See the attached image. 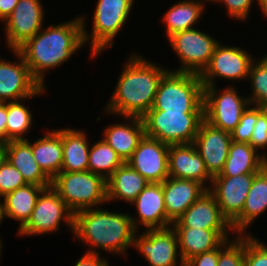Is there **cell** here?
Returning <instances> with one entry per match:
<instances>
[{"label": "cell", "mask_w": 267, "mask_h": 266, "mask_svg": "<svg viewBox=\"0 0 267 266\" xmlns=\"http://www.w3.org/2000/svg\"><path fill=\"white\" fill-rule=\"evenodd\" d=\"M257 173L239 176H214L210 191L214 194L223 217L230 225L242 214L247 194Z\"/></svg>", "instance_id": "16"}, {"label": "cell", "mask_w": 267, "mask_h": 266, "mask_svg": "<svg viewBox=\"0 0 267 266\" xmlns=\"http://www.w3.org/2000/svg\"><path fill=\"white\" fill-rule=\"evenodd\" d=\"M83 129L62 128L61 172L88 171L90 145Z\"/></svg>", "instance_id": "28"}, {"label": "cell", "mask_w": 267, "mask_h": 266, "mask_svg": "<svg viewBox=\"0 0 267 266\" xmlns=\"http://www.w3.org/2000/svg\"><path fill=\"white\" fill-rule=\"evenodd\" d=\"M7 161L21 174L27 184L49 187L52 180L35 161L30 140H11L6 143Z\"/></svg>", "instance_id": "24"}, {"label": "cell", "mask_w": 267, "mask_h": 266, "mask_svg": "<svg viewBox=\"0 0 267 266\" xmlns=\"http://www.w3.org/2000/svg\"><path fill=\"white\" fill-rule=\"evenodd\" d=\"M145 135L168 145L194 143L204 112L149 110L142 117Z\"/></svg>", "instance_id": "7"}, {"label": "cell", "mask_w": 267, "mask_h": 266, "mask_svg": "<svg viewBox=\"0 0 267 266\" xmlns=\"http://www.w3.org/2000/svg\"><path fill=\"white\" fill-rule=\"evenodd\" d=\"M196 28L175 33L168 38L169 45L181 64L172 71L201 75L210 63L220 41Z\"/></svg>", "instance_id": "9"}, {"label": "cell", "mask_w": 267, "mask_h": 266, "mask_svg": "<svg viewBox=\"0 0 267 266\" xmlns=\"http://www.w3.org/2000/svg\"><path fill=\"white\" fill-rule=\"evenodd\" d=\"M148 184L140 173L125 162L106 180L107 201L114 203L120 200L131 204Z\"/></svg>", "instance_id": "25"}, {"label": "cell", "mask_w": 267, "mask_h": 266, "mask_svg": "<svg viewBox=\"0 0 267 266\" xmlns=\"http://www.w3.org/2000/svg\"><path fill=\"white\" fill-rule=\"evenodd\" d=\"M248 79L251 81V93L248 99L252 106H267V54L255 58L252 62Z\"/></svg>", "instance_id": "34"}, {"label": "cell", "mask_w": 267, "mask_h": 266, "mask_svg": "<svg viewBox=\"0 0 267 266\" xmlns=\"http://www.w3.org/2000/svg\"><path fill=\"white\" fill-rule=\"evenodd\" d=\"M31 98L33 97L7 102L6 143L11 140H26L24 136L31 132L34 114L24 104Z\"/></svg>", "instance_id": "32"}, {"label": "cell", "mask_w": 267, "mask_h": 266, "mask_svg": "<svg viewBox=\"0 0 267 266\" xmlns=\"http://www.w3.org/2000/svg\"><path fill=\"white\" fill-rule=\"evenodd\" d=\"M135 0H98L92 16V30L86 28V16L80 15L83 23V41L90 46L91 59L98 57L107 48H112L114 39L126 27Z\"/></svg>", "instance_id": "4"}, {"label": "cell", "mask_w": 267, "mask_h": 266, "mask_svg": "<svg viewBox=\"0 0 267 266\" xmlns=\"http://www.w3.org/2000/svg\"><path fill=\"white\" fill-rule=\"evenodd\" d=\"M168 173L169 177L197 181L207 189L212 184L213 177L207 172L194 143L169 145Z\"/></svg>", "instance_id": "20"}, {"label": "cell", "mask_w": 267, "mask_h": 266, "mask_svg": "<svg viewBox=\"0 0 267 266\" xmlns=\"http://www.w3.org/2000/svg\"><path fill=\"white\" fill-rule=\"evenodd\" d=\"M132 204L138 217L132 215L130 218L137 232L142 227L148 230L163 229L172 225L166 215L162 183H149Z\"/></svg>", "instance_id": "19"}, {"label": "cell", "mask_w": 267, "mask_h": 266, "mask_svg": "<svg viewBox=\"0 0 267 266\" xmlns=\"http://www.w3.org/2000/svg\"><path fill=\"white\" fill-rule=\"evenodd\" d=\"M7 161L6 143H0V167Z\"/></svg>", "instance_id": "45"}, {"label": "cell", "mask_w": 267, "mask_h": 266, "mask_svg": "<svg viewBox=\"0 0 267 266\" xmlns=\"http://www.w3.org/2000/svg\"><path fill=\"white\" fill-rule=\"evenodd\" d=\"M255 1V2H254ZM254 3H258V0H212V3H221L224 7L229 18L233 20L244 21L248 20L251 7Z\"/></svg>", "instance_id": "40"}, {"label": "cell", "mask_w": 267, "mask_h": 266, "mask_svg": "<svg viewBox=\"0 0 267 266\" xmlns=\"http://www.w3.org/2000/svg\"><path fill=\"white\" fill-rule=\"evenodd\" d=\"M266 158L249 143L232 141L223 170L216 176H239L258 173L265 167Z\"/></svg>", "instance_id": "30"}, {"label": "cell", "mask_w": 267, "mask_h": 266, "mask_svg": "<svg viewBox=\"0 0 267 266\" xmlns=\"http://www.w3.org/2000/svg\"><path fill=\"white\" fill-rule=\"evenodd\" d=\"M122 68L102 110L106 115L142 118L152 108L159 82L169 69L135 52L127 57Z\"/></svg>", "instance_id": "1"}, {"label": "cell", "mask_w": 267, "mask_h": 266, "mask_svg": "<svg viewBox=\"0 0 267 266\" xmlns=\"http://www.w3.org/2000/svg\"><path fill=\"white\" fill-rule=\"evenodd\" d=\"M171 226L215 230L224 240L231 239V234H234L230 223L221 214L214 194L209 189Z\"/></svg>", "instance_id": "15"}, {"label": "cell", "mask_w": 267, "mask_h": 266, "mask_svg": "<svg viewBox=\"0 0 267 266\" xmlns=\"http://www.w3.org/2000/svg\"><path fill=\"white\" fill-rule=\"evenodd\" d=\"M257 5L259 9L261 10L264 18H267V0H258Z\"/></svg>", "instance_id": "46"}, {"label": "cell", "mask_w": 267, "mask_h": 266, "mask_svg": "<svg viewBox=\"0 0 267 266\" xmlns=\"http://www.w3.org/2000/svg\"><path fill=\"white\" fill-rule=\"evenodd\" d=\"M162 190L167 218L174 223L208 189L194 180L168 177Z\"/></svg>", "instance_id": "21"}, {"label": "cell", "mask_w": 267, "mask_h": 266, "mask_svg": "<svg viewBox=\"0 0 267 266\" xmlns=\"http://www.w3.org/2000/svg\"><path fill=\"white\" fill-rule=\"evenodd\" d=\"M249 144L267 159V114L263 111V107L258 106V118L254 125L253 133Z\"/></svg>", "instance_id": "39"}, {"label": "cell", "mask_w": 267, "mask_h": 266, "mask_svg": "<svg viewBox=\"0 0 267 266\" xmlns=\"http://www.w3.org/2000/svg\"><path fill=\"white\" fill-rule=\"evenodd\" d=\"M263 111L267 114V106H263Z\"/></svg>", "instance_id": "49"}, {"label": "cell", "mask_w": 267, "mask_h": 266, "mask_svg": "<svg viewBox=\"0 0 267 266\" xmlns=\"http://www.w3.org/2000/svg\"><path fill=\"white\" fill-rule=\"evenodd\" d=\"M199 1H203V2H205V3H206V2H207V3H208V2H210V3L212 2V0H199Z\"/></svg>", "instance_id": "50"}, {"label": "cell", "mask_w": 267, "mask_h": 266, "mask_svg": "<svg viewBox=\"0 0 267 266\" xmlns=\"http://www.w3.org/2000/svg\"><path fill=\"white\" fill-rule=\"evenodd\" d=\"M62 222L73 235L74 213L64 203L58 192L49 186L41 191L30 219L20 230H17V234L21 237H32L56 233L61 229Z\"/></svg>", "instance_id": "8"}, {"label": "cell", "mask_w": 267, "mask_h": 266, "mask_svg": "<svg viewBox=\"0 0 267 266\" xmlns=\"http://www.w3.org/2000/svg\"><path fill=\"white\" fill-rule=\"evenodd\" d=\"M26 184L22 174L8 161L0 167V198Z\"/></svg>", "instance_id": "38"}, {"label": "cell", "mask_w": 267, "mask_h": 266, "mask_svg": "<svg viewBox=\"0 0 267 266\" xmlns=\"http://www.w3.org/2000/svg\"><path fill=\"white\" fill-rule=\"evenodd\" d=\"M3 218H2V209H1V200H0V226L2 224Z\"/></svg>", "instance_id": "48"}, {"label": "cell", "mask_w": 267, "mask_h": 266, "mask_svg": "<svg viewBox=\"0 0 267 266\" xmlns=\"http://www.w3.org/2000/svg\"><path fill=\"white\" fill-rule=\"evenodd\" d=\"M35 161L52 180L61 172L63 163L62 128L50 129L43 137L31 142Z\"/></svg>", "instance_id": "27"}, {"label": "cell", "mask_w": 267, "mask_h": 266, "mask_svg": "<svg viewBox=\"0 0 267 266\" xmlns=\"http://www.w3.org/2000/svg\"><path fill=\"white\" fill-rule=\"evenodd\" d=\"M178 238L184 263L200 253L218 248L225 240L215 231L189 227H172Z\"/></svg>", "instance_id": "29"}, {"label": "cell", "mask_w": 267, "mask_h": 266, "mask_svg": "<svg viewBox=\"0 0 267 266\" xmlns=\"http://www.w3.org/2000/svg\"><path fill=\"white\" fill-rule=\"evenodd\" d=\"M169 145L144 136L127 163L149 183H162L169 177Z\"/></svg>", "instance_id": "17"}, {"label": "cell", "mask_w": 267, "mask_h": 266, "mask_svg": "<svg viewBox=\"0 0 267 266\" xmlns=\"http://www.w3.org/2000/svg\"><path fill=\"white\" fill-rule=\"evenodd\" d=\"M251 54L241 46L219 42L210 63L200 75L203 86H215L220 78L233 82L247 80L250 66L255 59Z\"/></svg>", "instance_id": "11"}, {"label": "cell", "mask_w": 267, "mask_h": 266, "mask_svg": "<svg viewBox=\"0 0 267 266\" xmlns=\"http://www.w3.org/2000/svg\"><path fill=\"white\" fill-rule=\"evenodd\" d=\"M40 0H19L13 12L3 21L6 47L16 50L43 27L45 11Z\"/></svg>", "instance_id": "14"}, {"label": "cell", "mask_w": 267, "mask_h": 266, "mask_svg": "<svg viewBox=\"0 0 267 266\" xmlns=\"http://www.w3.org/2000/svg\"><path fill=\"white\" fill-rule=\"evenodd\" d=\"M3 243H4V242L2 241V239H1V237H0V260H1V254H2L1 252H2V250H3V249H2V248H3V246H2Z\"/></svg>", "instance_id": "47"}, {"label": "cell", "mask_w": 267, "mask_h": 266, "mask_svg": "<svg viewBox=\"0 0 267 266\" xmlns=\"http://www.w3.org/2000/svg\"><path fill=\"white\" fill-rule=\"evenodd\" d=\"M244 266H267V245L253 234L245 235Z\"/></svg>", "instance_id": "36"}, {"label": "cell", "mask_w": 267, "mask_h": 266, "mask_svg": "<svg viewBox=\"0 0 267 266\" xmlns=\"http://www.w3.org/2000/svg\"><path fill=\"white\" fill-rule=\"evenodd\" d=\"M51 186L74 214L108 203L106 180L90 171L60 172Z\"/></svg>", "instance_id": "6"}, {"label": "cell", "mask_w": 267, "mask_h": 266, "mask_svg": "<svg viewBox=\"0 0 267 266\" xmlns=\"http://www.w3.org/2000/svg\"><path fill=\"white\" fill-rule=\"evenodd\" d=\"M104 209L97 207L76 212L73 238L88 245L86 253L102 255L103 250L125 257L129 247H133L137 232L130 218L132 214Z\"/></svg>", "instance_id": "3"}, {"label": "cell", "mask_w": 267, "mask_h": 266, "mask_svg": "<svg viewBox=\"0 0 267 266\" xmlns=\"http://www.w3.org/2000/svg\"><path fill=\"white\" fill-rule=\"evenodd\" d=\"M123 119L121 123L107 125L101 138L127 162L145 136V128L142 118L124 116Z\"/></svg>", "instance_id": "22"}, {"label": "cell", "mask_w": 267, "mask_h": 266, "mask_svg": "<svg viewBox=\"0 0 267 266\" xmlns=\"http://www.w3.org/2000/svg\"><path fill=\"white\" fill-rule=\"evenodd\" d=\"M7 102H0V143H6Z\"/></svg>", "instance_id": "44"}, {"label": "cell", "mask_w": 267, "mask_h": 266, "mask_svg": "<svg viewBox=\"0 0 267 266\" xmlns=\"http://www.w3.org/2000/svg\"><path fill=\"white\" fill-rule=\"evenodd\" d=\"M245 235L236 234L219 246L217 266H244Z\"/></svg>", "instance_id": "35"}, {"label": "cell", "mask_w": 267, "mask_h": 266, "mask_svg": "<svg viewBox=\"0 0 267 266\" xmlns=\"http://www.w3.org/2000/svg\"><path fill=\"white\" fill-rule=\"evenodd\" d=\"M15 61L0 57V102L17 101L42 96L47 88L32 76L30 69L17 50H9Z\"/></svg>", "instance_id": "13"}, {"label": "cell", "mask_w": 267, "mask_h": 266, "mask_svg": "<svg viewBox=\"0 0 267 266\" xmlns=\"http://www.w3.org/2000/svg\"><path fill=\"white\" fill-rule=\"evenodd\" d=\"M74 266H110V264L104 256L85 252Z\"/></svg>", "instance_id": "42"}, {"label": "cell", "mask_w": 267, "mask_h": 266, "mask_svg": "<svg viewBox=\"0 0 267 266\" xmlns=\"http://www.w3.org/2000/svg\"><path fill=\"white\" fill-rule=\"evenodd\" d=\"M205 11V2L199 0H182L169 7L162 17L164 32L168 39L175 33L196 27Z\"/></svg>", "instance_id": "31"}, {"label": "cell", "mask_w": 267, "mask_h": 266, "mask_svg": "<svg viewBox=\"0 0 267 266\" xmlns=\"http://www.w3.org/2000/svg\"><path fill=\"white\" fill-rule=\"evenodd\" d=\"M218 256L219 247L192 257L185 263V266H217Z\"/></svg>", "instance_id": "41"}, {"label": "cell", "mask_w": 267, "mask_h": 266, "mask_svg": "<svg viewBox=\"0 0 267 266\" xmlns=\"http://www.w3.org/2000/svg\"><path fill=\"white\" fill-rule=\"evenodd\" d=\"M19 0H0V23L13 12Z\"/></svg>", "instance_id": "43"}, {"label": "cell", "mask_w": 267, "mask_h": 266, "mask_svg": "<svg viewBox=\"0 0 267 266\" xmlns=\"http://www.w3.org/2000/svg\"><path fill=\"white\" fill-rule=\"evenodd\" d=\"M231 142L230 132L215 128L205 120L200 123L194 144L212 177L223 170Z\"/></svg>", "instance_id": "18"}, {"label": "cell", "mask_w": 267, "mask_h": 266, "mask_svg": "<svg viewBox=\"0 0 267 266\" xmlns=\"http://www.w3.org/2000/svg\"><path fill=\"white\" fill-rule=\"evenodd\" d=\"M257 118L258 106L250 105L241 116L238 125L231 132L232 141L237 143H249Z\"/></svg>", "instance_id": "37"}, {"label": "cell", "mask_w": 267, "mask_h": 266, "mask_svg": "<svg viewBox=\"0 0 267 266\" xmlns=\"http://www.w3.org/2000/svg\"><path fill=\"white\" fill-rule=\"evenodd\" d=\"M49 25L44 26L34 37L16 49L32 76L45 88L46 74L72 59V56L85 46L80 15L57 25Z\"/></svg>", "instance_id": "2"}, {"label": "cell", "mask_w": 267, "mask_h": 266, "mask_svg": "<svg viewBox=\"0 0 267 266\" xmlns=\"http://www.w3.org/2000/svg\"><path fill=\"white\" fill-rule=\"evenodd\" d=\"M138 232L134 235L133 248L150 266H185L179 252L178 238L172 226Z\"/></svg>", "instance_id": "12"}, {"label": "cell", "mask_w": 267, "mask_h": 266, "mask_svg": "<svg viewBox=\"0 0 267 266\" xmlns=\"http://www.w3.org/2000/svg\"><path fill=\"white\" fill-rule=\"evenodd\" d=\"M267 210V168L264 167L253 179L242 214L231 224L234 234H253L248 228ZM249 231V232H248Z\"/></svg>", "instance_id": "23"}, {"label": "cell", "mask_w": 267, "mask_h": 266, "mask_svg": "<svg viewBox=\"0 0 267 266\" xmlns=\"http://www.w3.org/2000/svg\"><path fill=\"white\" fill-rule=\"evenodd\" d=\"M46 188L36 184H26L1 198L3 220L18 221L20 230L30 219L41 191Z\"/></svg>", "instance_id": "26"}, {"label": "cell", "mask_w": 267, "mask_h": 266, "mask_svg": "<svg viewBox=\"0 0 267 266\" xmlns=\"http://www.w3.org/2000/svg\"><path fill=\"white\" fill-rule=\"evenodd\" d=\"M125 162L116 151L100 138L90 145L88 171L107 180Z\"/></svg>", "instance_id": "33"}, {"label": "cell", "mask_w": 267, "mask_h": 266, "mask_svg": "<svg viewBox=\"0 0 267 266\" xmlns=\"http://www.w3.org/2000/svg\"><path fill=\"white\" fill-rule=\"evenodd\" d=\"M150 110L204 112V86L200 75L168 70L159 82Z\"/></svg>", "instance_id": "5"}, {"label": "cell", "mask_w": 267, "mask_h": 266, "mask_svg": "<svg viewBox=\"0 0 267 266\" xmlns=\"http://www.w3.org/2000/svg\"><path fill=\"white\" fill-rule=\"evenodd\" d=\"M246 96H240L233 85L219 90L218 86H204V120L213 127L232 132L250 106Z\"/></svg>", "instance_id": "10"}]
</instances>
